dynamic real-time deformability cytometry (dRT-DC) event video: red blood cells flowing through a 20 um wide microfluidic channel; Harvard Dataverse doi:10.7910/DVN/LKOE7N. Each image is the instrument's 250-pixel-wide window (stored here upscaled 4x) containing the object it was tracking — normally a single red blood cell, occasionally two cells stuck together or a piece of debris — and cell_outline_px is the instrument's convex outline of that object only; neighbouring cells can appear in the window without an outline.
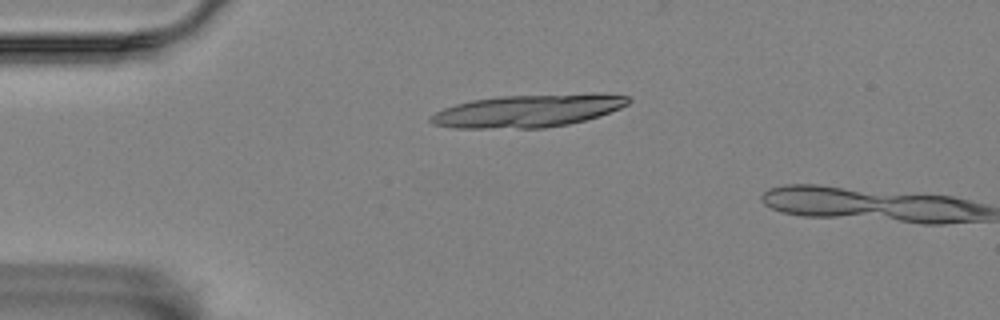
{"species": "Egyptian fruit bat (a non-hibernating species)", "species_latin": "Rousettus aegyptiacus", "temperature_condition": "room temperature", "stored_images_in_passage": 2, "camera_frame_rate_fps": 3000, "um_per_image_px": 0.085, "animal": {"sex": "female"}, "frame": {"image": 1, "passage_image": 1, "time_ms": 0.0, "image_size_px": [1000, 320], "cell_outline_px": [[632, 100], [628, 104], [620, 108], [600, 116], [568, 124], [544, 128], [456, 128], [432, 124], [428, 120], [428, 116], [444, 108], [456, 104], [472, 100], [500, 96], [628, 96]], "centroid_in_image_um": [44.71, 9.47], "position_along_channel_um": 40.3, "area_um2": 36.24}}